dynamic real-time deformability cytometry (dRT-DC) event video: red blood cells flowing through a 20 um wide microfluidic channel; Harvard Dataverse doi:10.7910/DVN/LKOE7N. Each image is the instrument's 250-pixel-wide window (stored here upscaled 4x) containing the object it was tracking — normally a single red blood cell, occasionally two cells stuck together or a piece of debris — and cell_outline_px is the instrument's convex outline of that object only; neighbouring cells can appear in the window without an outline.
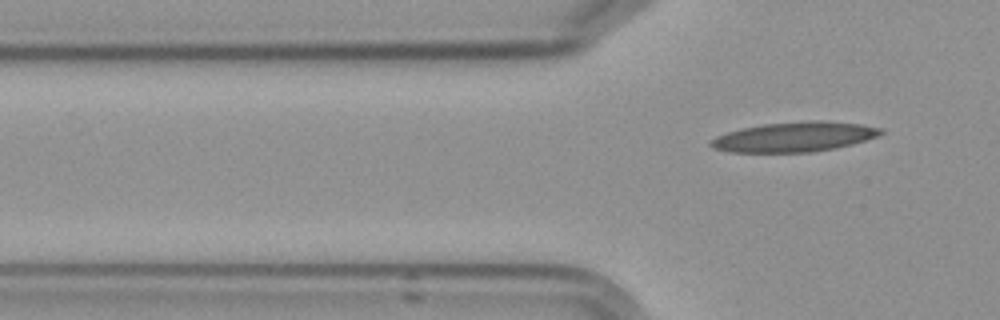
{"species": "Egyptian fruit bat (a non-hibernating species)", "species_latin": "Rousettus aegyptiacus", "temperature_condition": "cold", "stored_images_in_passage": 8, "segment_of_instrument_passage": [2, 2], "camera_frame_rate_fps": 3000, "um_per_image_px": 0.085, "frame": {"image": 1, "passage_image": 8, "time_ms": 8.333, "image_size_px": [1000, 320], "cell_outline_px": [[884, 132], [876, 136], [852, 144], [836, 148], [812, 152], [728, 152], [712, 148], [708, 144], [708, 140], [716, 136], [728, 132], [744, 128], [764, 124], [808, 120], [824, 120], [860, 124], [884, 128]], "centroid_in_image_um": [67.5, 11.63], "position_along_channel_um": 58.3, "area_um2": 29.65}}